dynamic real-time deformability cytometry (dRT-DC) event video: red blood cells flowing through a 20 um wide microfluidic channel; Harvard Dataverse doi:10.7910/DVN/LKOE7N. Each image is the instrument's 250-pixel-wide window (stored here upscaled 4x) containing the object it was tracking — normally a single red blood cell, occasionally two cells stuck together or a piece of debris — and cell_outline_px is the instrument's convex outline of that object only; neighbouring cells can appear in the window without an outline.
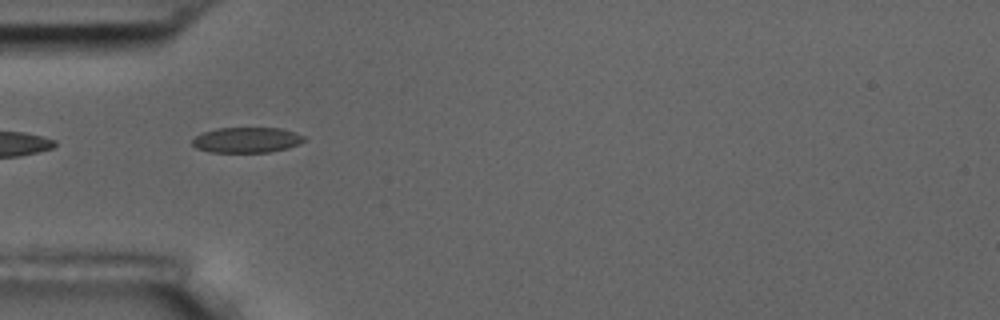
{"species": "common noctule bat (a hibernating species)", "species_latin": "Nyctalus noctula", "temperature_condition": "room temperature", "stored_images_in_passage": 6, "camera_frame_rate_fps": 3000, "um_per_image_px": 0.085, "animal": {"sex": "male", "body_mass_g": 17.5, "forearm_length_mm": 52.3}, "frame": {"image": 1, "passage_image": 5, "time_ms": 4.667, "image_size_px": [1000, 320], "cell_outline_px": [[308, 140], [300, 144], [288, 148], [268, 152], [212, 152], [196, 148], [192, 144], [192, 140], [200, 132], [216, 128], [280, 128], [296, 132], [304, 136]], "centroid_in_image_um": [21.0, 11.89], "position_along_channel_um": 64.0, "area_um2": 16.76}}